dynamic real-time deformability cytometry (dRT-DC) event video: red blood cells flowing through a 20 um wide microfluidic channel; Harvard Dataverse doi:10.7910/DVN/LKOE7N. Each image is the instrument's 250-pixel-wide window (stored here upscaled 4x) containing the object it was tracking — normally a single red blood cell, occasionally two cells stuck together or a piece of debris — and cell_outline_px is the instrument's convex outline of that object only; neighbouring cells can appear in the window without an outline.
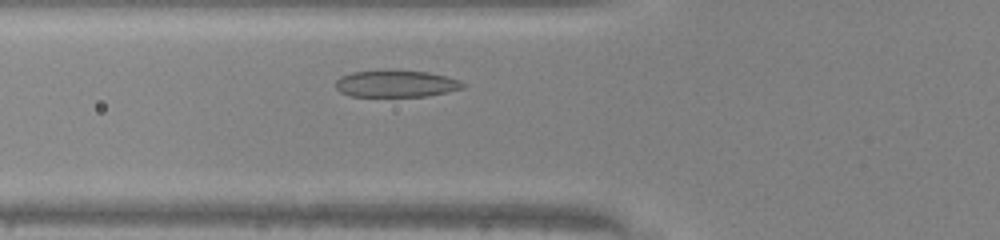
{"species": "common noctule bat (a hibernating species)", "species_latin": "Nyctalus noctula", "temperature_condition": "warm", "stored_images_in_passage": 30, "camera_frame_rate_fps": 3000, "um_per_image_px": 0.085, "animal": {"sex": "male", "body_mass_g": 20.0, "forearm_length_mm": 53.3}, "frame": {"image": 1, "passage_image": 7, "time_ms": 2.0, "image_size_px": [1000, 240], "cell_outline_px": [[468, 84], [464, 88], [424, 96], [348, 96], [340, 92], [336, 88], [336, 80], [340, 76], [352, 72], [428, 72], [460, 80]], "centroid_in_image_um": [33.66, 7.14], "position_along_channel_um": 92.1, "area_um2": 19.31}}
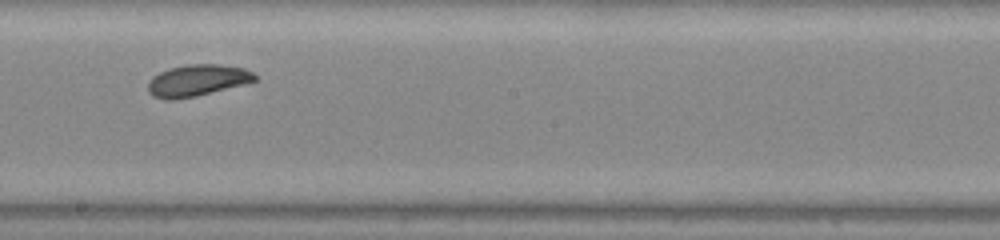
{"frame": {"image": 2, "passage_image": 17, "time_ms": 5.333, "image_size_px": [1000, 240], "cell_outline_px": [[256, 80], [196, 96], [172, 100], [164, 100], [152, 96], [148, 92], [148, 84], [152, 76], [168, 68], [188, 64], [216, 64], [244, 68], [252, 72], [256, 76]], "centroid_in_image_um": [16.69, 6.83], "position_along_channel_um": 231.5, "area_um2": 19.48}}
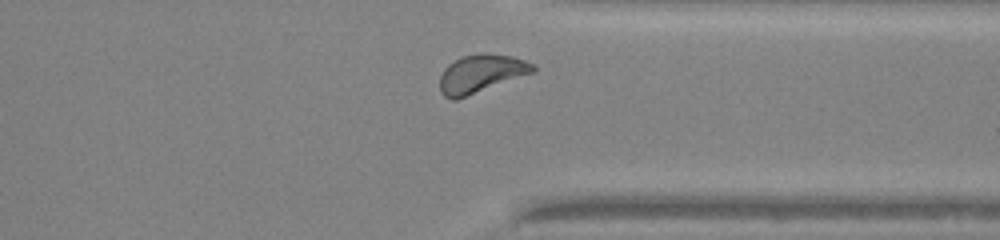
{"frame": {"image": 3, "passage_image": 27, "time_ms": 8.667, "image_size_px": [1000, 240], "cell_outline_px": [[536, 72], [456, 100], [452, 100], [444, 96], [440, 92], [440, 76], [444, 68], [448, 64], [460, 56], [512, 56], [536, 64]], "centroid_in_image_um": [40.89, 6.31], "position_along_channel_um": 370.5, "area_um2": 20.35}, "authors_computed_cell_mechanics": {"area_um2": 19.8254, "velocity_mm_per_s": 4.1819, "shape_relaxation_time_tau1_ms": 3.4155, "shape_relaxation_time_tau2_ms": 3.9087, "deformation_change_tau1": 0.1542, "deformation_change_tau2": 0.1098}}